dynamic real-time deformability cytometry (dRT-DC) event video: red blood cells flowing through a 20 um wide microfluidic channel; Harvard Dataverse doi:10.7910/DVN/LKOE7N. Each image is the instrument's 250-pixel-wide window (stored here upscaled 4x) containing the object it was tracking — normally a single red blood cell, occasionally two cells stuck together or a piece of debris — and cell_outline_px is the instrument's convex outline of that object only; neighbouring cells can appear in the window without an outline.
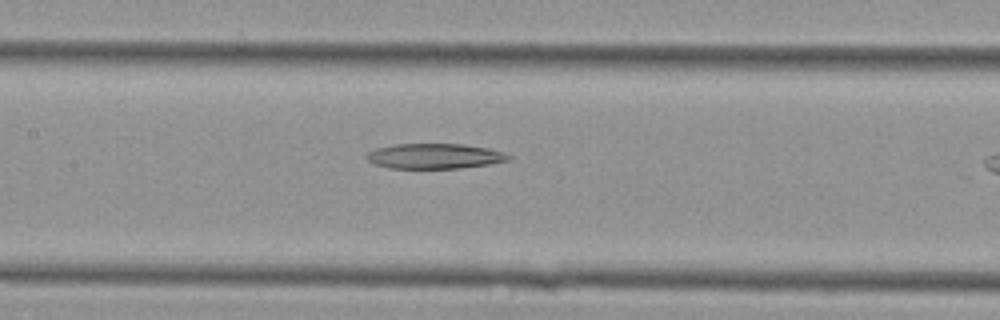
{"species": "Egyptian fruit bat (a non-hibernating species)", "species_latin": "Rousettus aegyptiacus", "temperature_condition": "cold", "stored_images_in_passage": 18, "camera_frame_rate_fps": 3000, "um_per_image_px": 0.085, "animal": {"sex": "female"}, "frame": {"image": 1, "passage_image": 11, "time_ms": 3.333, "image_size_px": [1000, 320], "cell_outline_px": [[512, 160], [488, 164], [460, 168], [388, 168], [376, 164], [368, 160], [364, 156], [368, 152], [376, 148], [396, 144], [464, 144], [488, 148], [504, 152], [512, 156]], "centroid_in_image_um": [36.97, 13.27], "position_along_channel_um": 170.4, "area_um2": 20.87}}
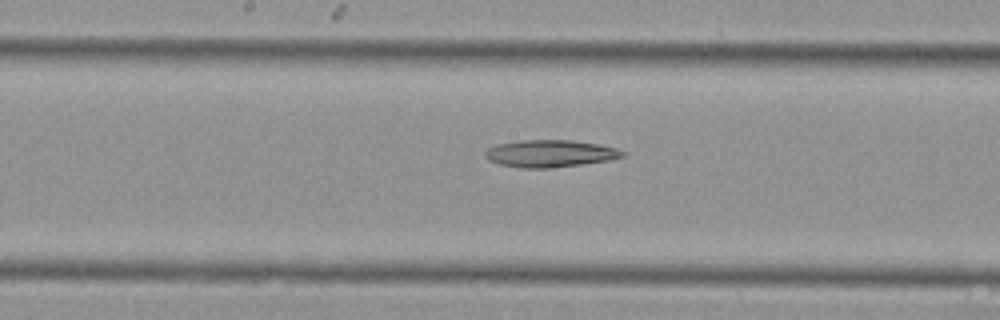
{"frame": {"image": 2, "passage_image": 13, "time_ms": 4.0, "image_size_px": [1000, 320], "cell_outline_px": [[628, 156], [608, 160], [580, 164], [548, 168], [520, 168], [500, 164], [488, 160], [484, 156], [484, 152], [488, 148], [496, 144], [520, 140], [572, 140], [600, 144], [616, 148], [628, 152]], "centroid_in_image_um": [46.78, 13.04], "position_along_channel_um": 201.4, "area_um2": 21.96}}
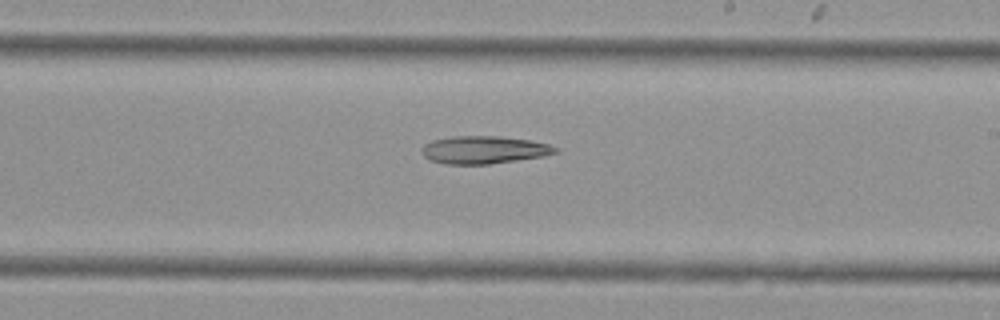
{"frame": {"image": 3, "passage_image": 16, "time_ms": 5.0, "image_size_px": [1000, 320], "cell_outline_px": [[560, 152], [544, 156], [488, 164], [444, 164], [428, 160], [420, 152], [424, 144], [432, 140], [452, 136], [500, 136], [528, 140], [548, 144], [560, 148]], "centroid_in_image_um": [41.12, 12.74], "position_along_channel_um": 247.9, "area_um2": 21.73}}